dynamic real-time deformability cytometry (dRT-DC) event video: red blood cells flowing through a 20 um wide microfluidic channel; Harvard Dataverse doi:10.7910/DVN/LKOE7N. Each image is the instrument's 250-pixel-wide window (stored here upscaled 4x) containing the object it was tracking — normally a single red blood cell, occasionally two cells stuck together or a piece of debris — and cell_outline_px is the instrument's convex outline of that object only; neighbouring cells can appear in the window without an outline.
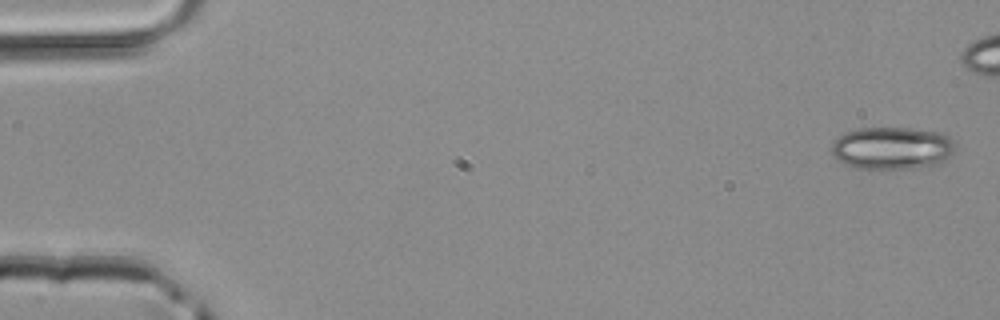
{"species": "common noctule bat (a hibernating species)", "species_latin": "Nyctalus noctula", "temperature_condition": "room temperature", "stored_images_in_passage": 41, "camera_frame_rate_fps": 3000, "um_per_image_px": 0.085, "animal": {"sex": "male", "body_mass_g": 20.4}, "frame": {"image": 1, "passage_image": 1, "time_ms": 0.0, "image_size_px": [1000, 320], "cell_outline_px": [[956, 148], [944, 160], [936, 164], [908, 168], [856, 168], [844, 164], [832, 152], [832, 144], [844, 132], [860, 128], [912, 128], [936, 132], [948, 136], [956, 144]], "centroid_in_image_um": [75.83, 12.57], "position_along_channel_um": 9.2, "area_um2": 30.17}}
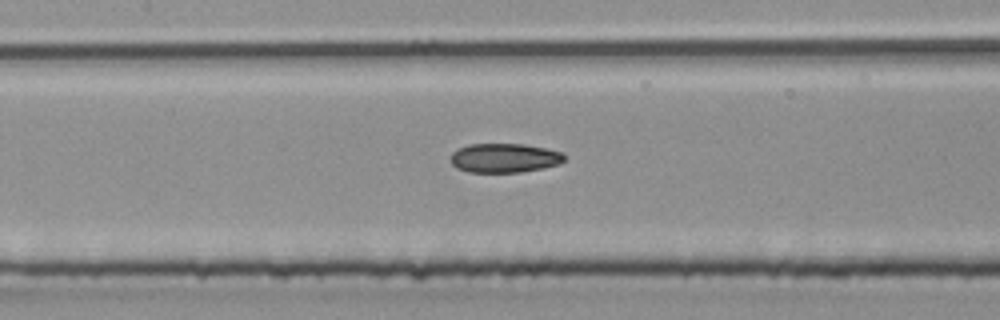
{"frame": {"image": 2, "passage_image": 22, "time_ms": 7.0, "image_size_px": [1000, 320], "cell_outline_px": [[564, 160], [560, 164], [544, 168], [520, 172], [468, 172], [456, 168], [452, 164], [452, 152], [456, 148], [468, 144], [524, 144], [564, 152]], "centroid_in_image_um": [42.87, 13.42], "position_along_channel_um": 164.5, "area_um2": 19.48}}
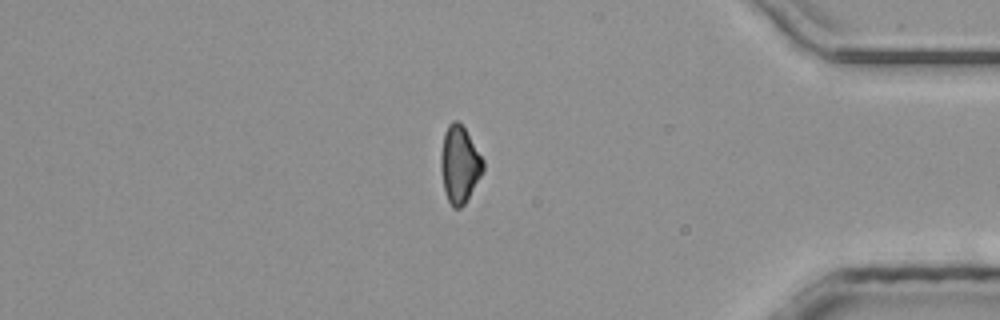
{"frame": {"image": 3, "passage_image": 40, "time_ms": 13.0, "image_size_px": [1000, 320], "cell_outline_px": [[484, 168], [480, 176], [464, 204], [460, 208], [452, 208], [444, 192], [440, 168], [440, 156], [444, 132], [448, 124], [452, 120], [456, 120], [464, 128], [484, 160]], "centroid_in_image_um": [39.03, 13.97], "position_along_channel_um": 396.2, "area_um2": 18.84}}